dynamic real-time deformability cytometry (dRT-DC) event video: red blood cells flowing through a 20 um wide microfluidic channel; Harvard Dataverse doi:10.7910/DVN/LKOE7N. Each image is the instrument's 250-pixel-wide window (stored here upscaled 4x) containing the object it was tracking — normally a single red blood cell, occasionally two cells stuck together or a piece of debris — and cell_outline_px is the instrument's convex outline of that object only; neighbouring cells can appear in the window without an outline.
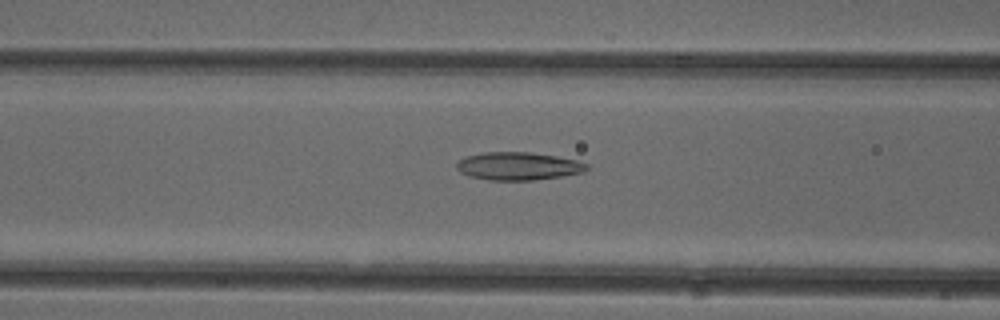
{"species": "common noctule bat (a hibernating species)", "species_latin": "Nyctalus noctula", "temperature_condition": "cold", "stored_images_in_passage": 51, "camera_frame_rate_fps": 3000, "um_per_image_px": 0.085, "animal": {"sex": "female"}, "frame": {"image": 1, "passage_image": 20, "time_ms": 6.333, "image_size_px": [1000, 320], "cell_outline_px": [[592, 168], [580, 172], [560, 176], [532, 180], [488, 180], [468, 176], [460, 172], [456, 168], [456, 164], [464, 156], [484, 152], [528, 152], [556, 156], [576, 160], [588, 164]], "centroid_in_image_um": [44.02, 14.11], "position_along_channel_um": 122.6, "area_um2": 21.15}}
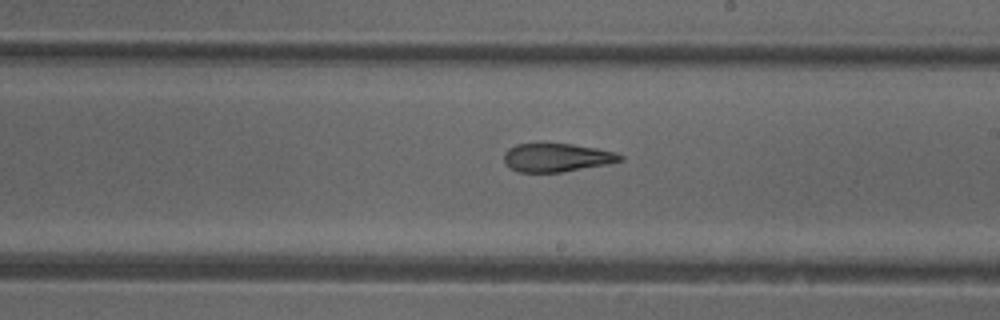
{"frame": {"image": 2, "passage_image": 29, "time_ms": 9.333, "image_size_px": [1000, 320], "cell_outline_px": [[624, 160], [608, 164], [560, 172], [520, 172], [504, 164], [504, 152], [508, 148], [516, 144], [572, 144], [596, 148], [612, 152], [624, 156]], "centroid_in_image_um": [47.31, 13.39], "position_along_channel_um": 241.7, "area_um2": 19.07}}
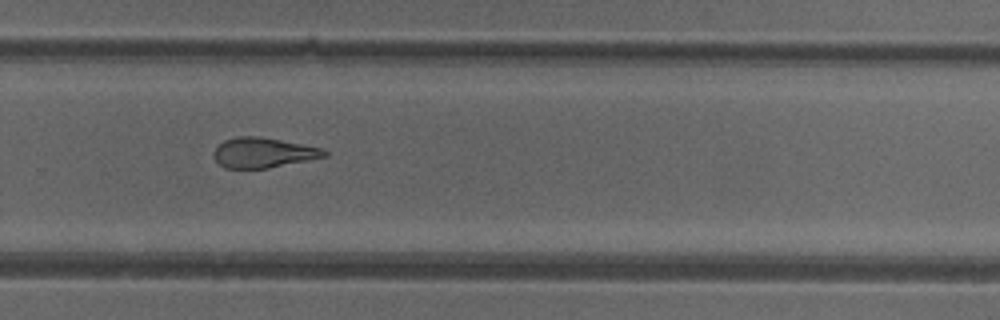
{"frame": {"image": 3, "passage_image": 34, "time_ms": 11.0, "image_size_px": [1000, 320], "cell_outline_px": [[328, 156], [268, 168], [224, 168], [216, 160], [212, 152], [224, 140], [236, 136], [260, 136], [320, 148], [328, 152]], "centroid_in_image_um": [22.35, 12.97], "position_along_channel_um": 307.5, "area_um2": 19.19}, "authors_computed_cell_mechanics": {"area_um2": 21.1548, "velocity_mm_per_s": 3.9659, "shape_relaxation_time_tau1_ms": null, "shape_relaxation_time_tau2_ms": 3.0635, "deformation_change_tau1": null, "deformation_change_tau2": 0.1265}}